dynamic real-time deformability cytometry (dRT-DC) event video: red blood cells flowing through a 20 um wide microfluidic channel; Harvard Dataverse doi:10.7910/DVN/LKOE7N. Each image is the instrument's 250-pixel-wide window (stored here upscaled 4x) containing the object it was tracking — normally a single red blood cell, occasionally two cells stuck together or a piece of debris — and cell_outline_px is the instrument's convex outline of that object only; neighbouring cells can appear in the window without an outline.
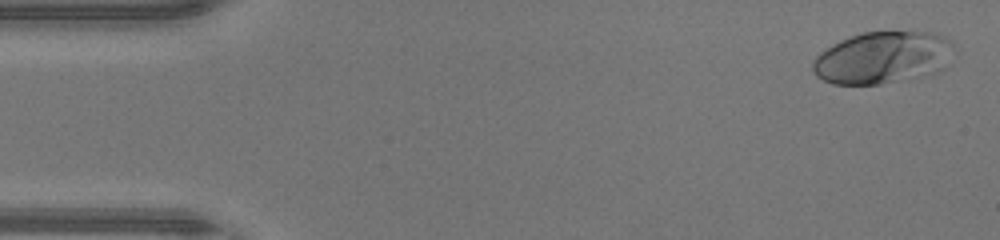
{"species": "human", "species_latin": "Homo sapiens", "temperature_condition": "warm", "stored_images_in_passage": 46, "camera_frame_rate_fps": 3000, "um_per_image_px": 0.085, "donor": {"sex": "male"}, "frame": {"image": 1, "passage_image": 1, "time_ms": 0.0, "image_size_px": [1000, 240], "cell_outline_px": [[952, 44], [944, 68], [940, 72], [880, 84], [832, 84], [816, 76], [812, 68], [812, 60], [820, 52], [832, 44], [840, 40], [864, 32], [932, 32], [944, 36], [952, 40]], "centroid_in_image_um": [74.99, 4.9], "position_along_channel_um": 10.0, "area_um2": 42.6}}
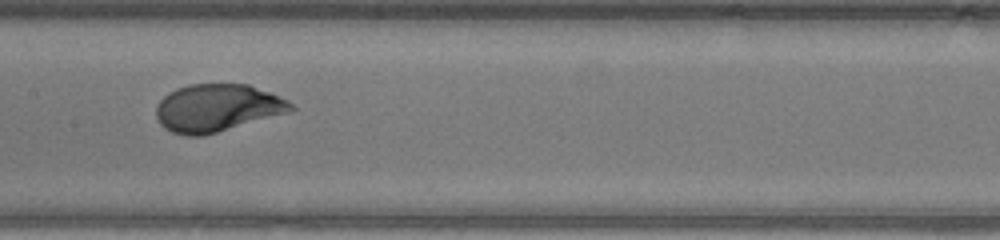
{"frame": {"image": 2, "passage_image": 22, "time_ms": 7.0, "image_size_px": [1000, 240], "cell_outline_px": [[296, 108], [292, 112], [204, 136], [184, 136], [172, 132], [164, 128], [160, 124], [156, 116], [156, 104], [168, 92], [176, 88], [188, 84], [248, 84], [288, 100]], "centroid_in_image_um": [18.45, 9.19], "position_along_channel_um": 188.9, "area_um2": 37.74}}
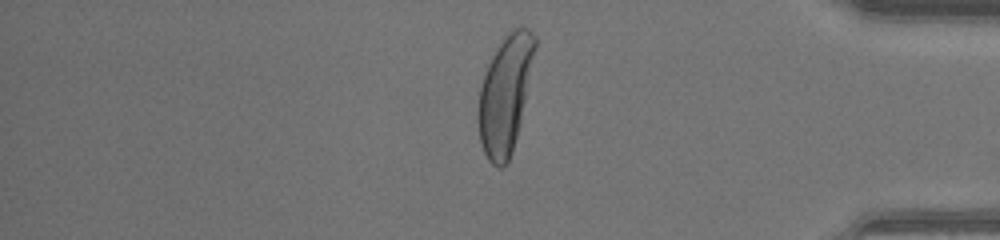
{"frame": {"image": 3, "passage_image": 38, "time_ms": 12.333, "image_size_px": [1000, 240], "cell_outline_px": [[536, 48], [520, 120], [512, 152], [504, 168], [496, 168], [488, 160], [484, 152], [480, 140], [476, 120], [476, 112], [480, 88], [488, 64], [492, 56], [504, 36], [512, 28], [528, 28], [536, 36]], "centroid_in_image_um": [42.91, 8.04], "position_along_channel_um": 392.3, "area_um2": 38.55}, "authors_computed_cell_mechanics": {"area_um2": 37.8301, "velocity_mm_per_s": 4.3933, "shape_relaxation_time_tau1_ms": 3.4967, "shape_relaxation_time_tau2_ms": null, "deformation_change_tau1": 0.2222, "deformation_change_tau2": null}}